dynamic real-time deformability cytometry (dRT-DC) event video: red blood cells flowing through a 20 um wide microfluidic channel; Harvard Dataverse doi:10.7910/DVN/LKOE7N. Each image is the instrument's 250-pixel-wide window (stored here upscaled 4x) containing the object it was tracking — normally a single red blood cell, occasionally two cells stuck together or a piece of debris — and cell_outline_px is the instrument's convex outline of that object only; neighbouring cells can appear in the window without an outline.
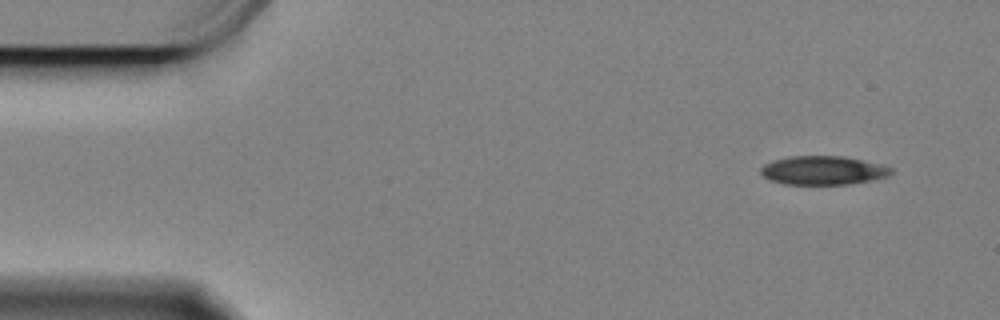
{"species": "Egyptian fruit bat (a non-hibernating species)", "species_latin": "Rousettus aegyptiacus", "temperature_condition": "cold", "stored_images_in_passage": 55, "camera_frame_rate_fps": 3000, "um_per_image_px": 0.085, "animal": {"sex": "female"}, "frame": {"image": 1, "passage_image": 1, "time_ms": 0.0, "image_size_px": [1000, 320], "cell_outline_px": [[896, 172], [888, 176], [872, 180], [848, 184], [784, 184], [768, 180], [760, 172], [760, 168], [764, 164], [772, 160], [792, 156], [844, 156], [884, 164], [896, 168]], "centroid_in_image_um": [70.03, 14.47], "position_along_channel_um": 15.0, "area_um2": 22.25}}
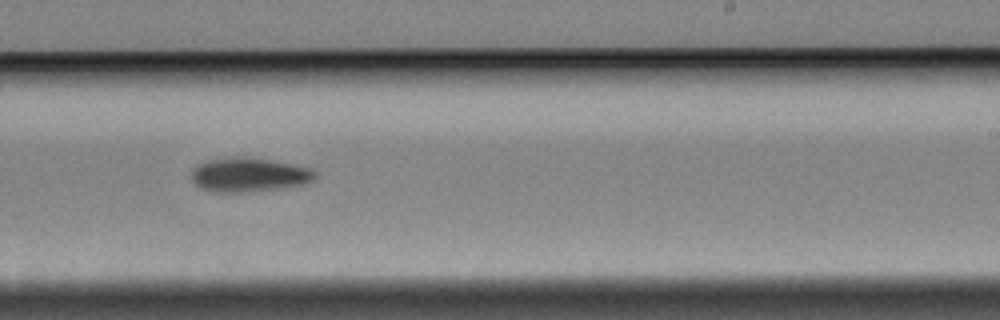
{"frame": {"image": 2, "passage_image": 32, "time_ms": 10.333, "image_size_px": [1000, 320], "cell_outline_px": [[316, 176], [312, 180], [304, 184], [276, 188], [244, 192], [208, 192], [200, 188], [192, 180], [192, 168], [196, 164], [208, 160], [236, 156], [248, 156], [292, 164], [312, 168], [316, 172]], "centroid_in_image_um": [21.11, 14.84], "position_along_channel_um": 267.9, "area_um2": 24.68}}
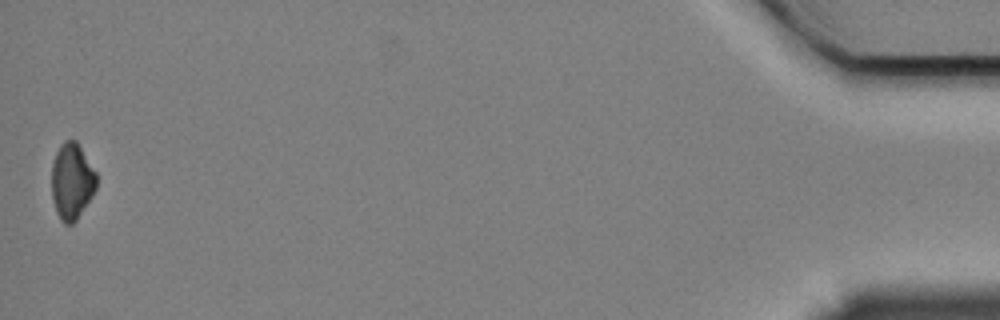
{"frame": {"image": 3, "passage_image": 55, "time_ms": 18.0, "image_size_px": [1000, 320], "cell_outline_px": [[96, 188], [92, 196], [76, 220], [72, 224], [64, 224], [60, 220], [56, 212], [52, 196], [52, 164], [56, 152], [60, 144], [64, 140], [76, 140], [96, 172]], "centroid_in_image_um": [6.1, 15.41], "position_along_channel_um": 429.1, "area_um2": 19.88}, "authors_computed_cell_mechanics": {"area_um2": 22.7154, "velocity_mm_per_s": 3.3353, "shape_relaxation_time_tau1_ms": 5.4425, "shape_relaxation_time_tau2_ms": null, "deformation_change_tau1": 0.1251, "deformation_change_tau2": null}}